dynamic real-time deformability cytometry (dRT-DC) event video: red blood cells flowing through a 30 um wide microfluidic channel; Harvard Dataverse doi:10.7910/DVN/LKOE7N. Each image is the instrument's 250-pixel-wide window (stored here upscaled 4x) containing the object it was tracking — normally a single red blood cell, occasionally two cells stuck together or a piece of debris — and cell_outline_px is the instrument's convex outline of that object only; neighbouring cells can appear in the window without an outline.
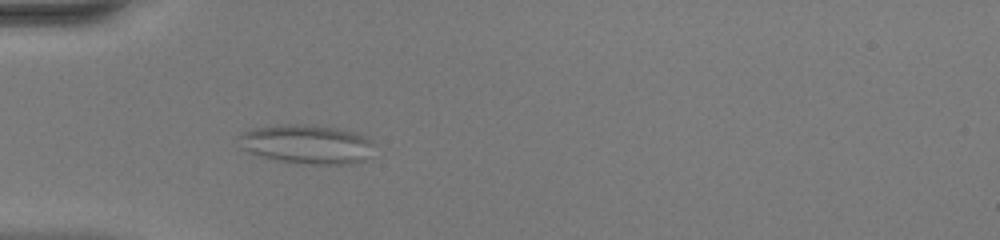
{"species": "common noctule bat (a hibernating species)", "species_latin": "Nyctalus noctula", "temperature_condition": "warm", "stored_images_in_passage": 48, "camera_frame_rate_fps": 3000, "um_per_image_px": 0.085, "animal": {"sex": "female", "body_mass_g": 20.0, "forearm_length_mm": 54.0}, "frame": {"image": 1, "passage_image": 13, "time_ms": 4.0, "image_size_px": [1000, 240], "cell_outline_px": [[372, 144], [364, 160], [352, 164], [308, 164], [280, 160], [248, 152], [240, 148], [236, 136], [240, 132], [252, 128], [276, 124], [308, 124], [336, 128], [356, 132], [364, 136]], "centroid_in_image_um": [25.97, 12.23], "position_along_channel_um": 59.0, "area_um2": 30.81}}
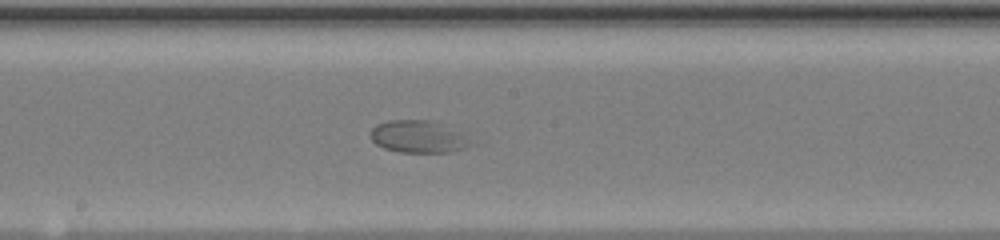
{"frame": {"image": 2, "passage_image": 25, "time_ms": 8.0, "image_size_px": [1000, 240], "cell_outline_px": [[480, 144], [452, 152], [400, 152], [384, 148], [376, 144], [372, 140], [368, 132], [376, 124], [388, 120], [432, 120]], "centroid_in_image_um": [35.55, 11.63], "position_along_channel_um": 212.6, "area_um2": 18.96}}
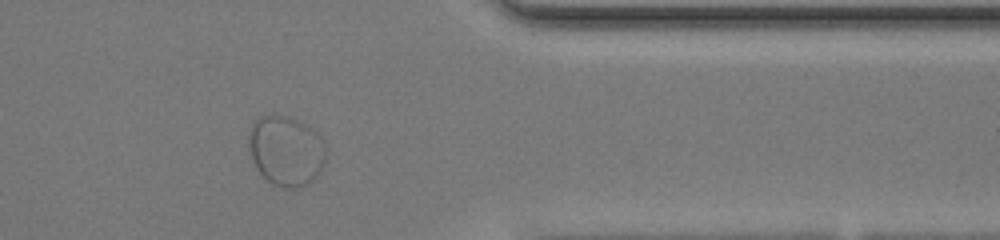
{"frame": {"image": 3, "passage_image": 39, "time_ms": 12.667, "image_size_px": [1000, 240], "cell_outline_px": [[324, 164], [320, 172], [308, 184], [296, 188], [284, 188], [272, 184], [256, 168], [252, 160], [248, 148], [248, 136], [252, 124], [260, 116], [272, 112], [296, 120], [304, 124], [320, 140], [324, 148]], "centroid_in_image_um": [24.24, 12.82], "position_along_channel_um": 387.2, "area_um2": 31.21}}